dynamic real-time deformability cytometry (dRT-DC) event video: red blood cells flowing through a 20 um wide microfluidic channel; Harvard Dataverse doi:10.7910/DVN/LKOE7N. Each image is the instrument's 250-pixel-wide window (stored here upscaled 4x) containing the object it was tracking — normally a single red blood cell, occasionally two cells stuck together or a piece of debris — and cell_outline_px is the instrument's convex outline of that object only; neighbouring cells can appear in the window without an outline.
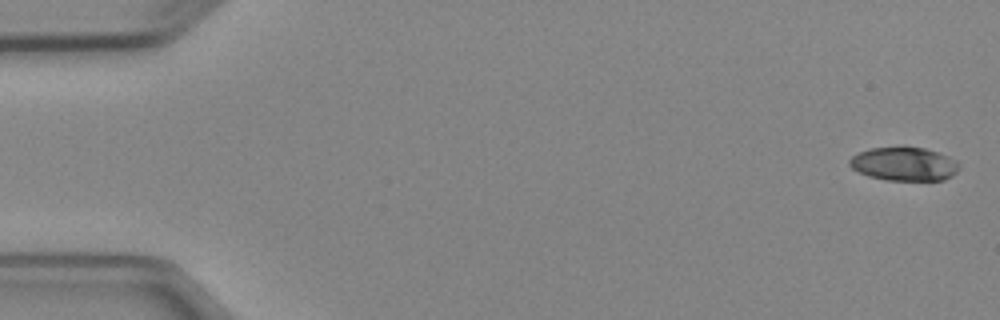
{"species": "Egyptian fruit bat (a non-hibernating species)", "species_latin": "Rousettus aegyptiacus", "temperature_condition": "cold", "stored_images_in_passage": 5, "camera_frame_rate_fps": 3000, "um_per_image_px": 0.085, "animal": {"sex": "female"}, "frame": {"image": 1, "passage_image": 1, "time_ms": 0.0, "image_size_px": [1000, 320], "cell_outline_px": [[960, 168], [952, 176], [944, 180], [884, 180], [868, 176], [852, 168], [848, 164], [848, 160], [852, 156], [860, 152], [872, 148], [924, 148], [948, 156], [956, 160], [960, 164]], "centroid_in_image_um": [76.86, 13.96], "position_along_channel_um": 8.1, "area_um2": 21.27}}